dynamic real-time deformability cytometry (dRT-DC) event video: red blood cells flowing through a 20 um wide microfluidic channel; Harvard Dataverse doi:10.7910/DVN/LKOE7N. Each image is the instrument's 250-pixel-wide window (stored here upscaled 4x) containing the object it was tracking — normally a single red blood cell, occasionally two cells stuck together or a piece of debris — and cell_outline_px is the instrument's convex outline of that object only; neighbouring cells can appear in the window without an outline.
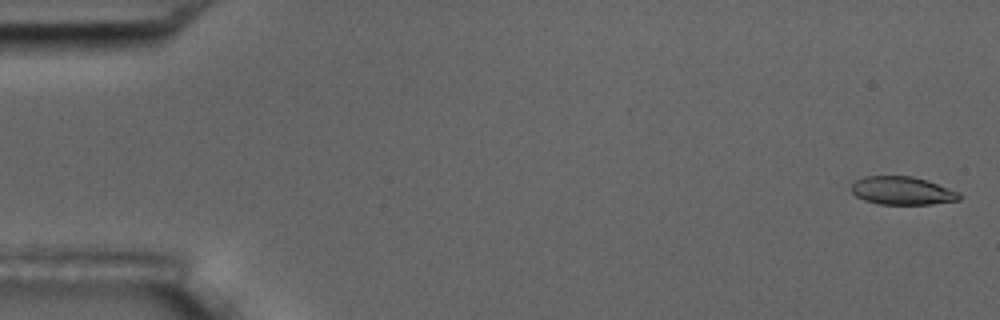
{"species": "common noctule bat (a hibernating species)", "species_latin": "Nyctalus noctula", "temperature_condition": "room temperature", "stored_images_in_passage": 5, "camera_frame_rate_fps": 3000, "um_per_image_px": 0.085, "animal": {"sex": "male", "body_mass_g": 17.5, "forearm_length_mm": 52.3}, "frame": {"image": 1, "passage_image": 1, "time_ms": 0.0, "image_size_px": [1000, 320], "cell_outline_px": [[964, 196], [960, 200], [932, 204], [880, 204], [864, 200], [856, 196], [852, 192], [852, 184], [856, 180], [864, 176], [912, 176], [928, 180], [960, 192]], "centroid_in_image_um": [76.74, 16.21], "position_along_channel_um": 8.3, "area_um2": 17.86}}
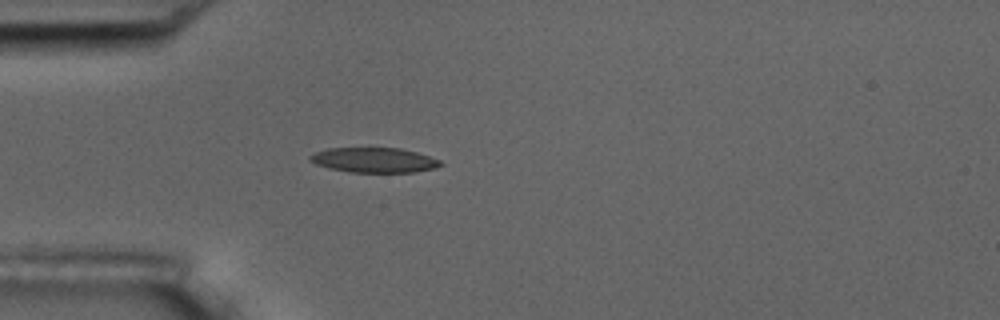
{"frame": {"image": 2, "passage_image": 5, "time_ms": 5.0, "image_size_px": [1000, 320], "cell_outline_px": [[444, 164], [436, 168], [416, 172], [348, 172], [328, 168], [316, 164], [308, 160], [308, 156], [316, 152], [328, 148], [368, 144], [400, 148], [416, 152], [440, 160]], "centroid_in_image_um": [31.75, 13.55], "position_along_channel_um": 53.2, "area_um2": 20.06}}